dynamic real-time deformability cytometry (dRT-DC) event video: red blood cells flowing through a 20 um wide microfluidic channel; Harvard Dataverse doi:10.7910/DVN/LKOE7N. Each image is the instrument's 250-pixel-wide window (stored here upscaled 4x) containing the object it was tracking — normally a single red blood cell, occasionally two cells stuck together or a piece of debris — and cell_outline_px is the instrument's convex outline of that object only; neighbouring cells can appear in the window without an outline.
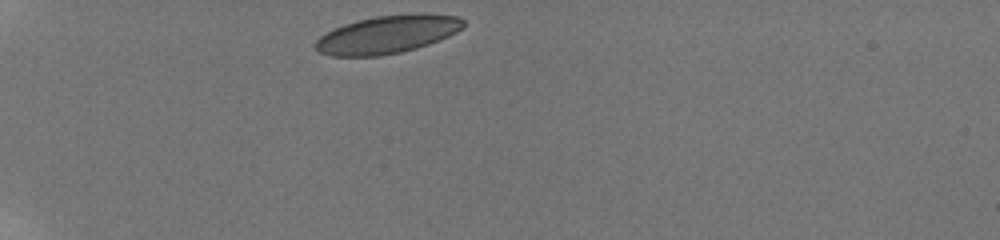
{"species": "human", "species_latin": "Homo sapiens", "temperature_condition": "room temperature", "stored_images_in_passage": 35, "camera_frame_rate_fps": 3000, "um_per_image_px": 0.085, "donor": {"sex": "male"}, "frame": {"image": 1, "passage_image": 1, "time_ms": 0.0, "image_size_px": [1000, 240], "cell_outline_px": [[464, 28], [440, 40], [416, 48], [400, 52], [380, 56], [332, 56], [320, 52], [316, 48], [316, 40], [320, 36], [344, 24], [356, 20], [376, 16], [456, 16], [464, 20]], "centroid_in_image_um": [32.88, 2.97], "position_along_channel_um": 52.1, "area_um2": 31.56}}
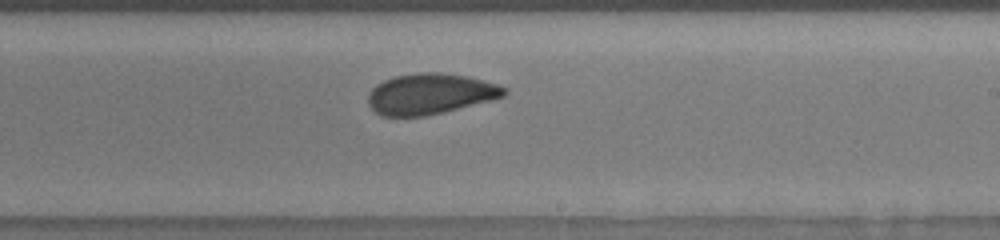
{"frame": {"image": 2, "passage_image": 20, "time_ms": 6.333, "image_size_px": [1000, 240], "cell_outline_px": [[508, 92], [504, 96], [492, 100], [444, 112], [424, 116], [380, 116], [368, 104], [368, 92], [376, 84], [384, 80], [396, 76], [420, 72], [436, 72], [468, 76], [500, 84], [508, 88]], "centroid_in_image_um": [36.59, 7.98], "position_along_channel_um": 252.4, "area_um2": 32.54}}
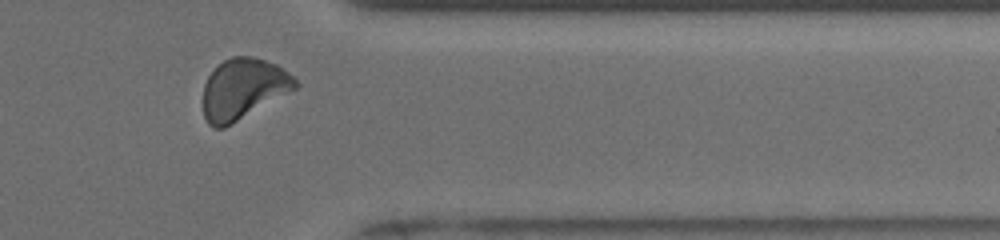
{"frame": {"image": 3, "passage_image": 31, "time_ms": 10.0, "image_size_px": [1000, 240], "cell_outline_px": [[300, 84], [296, 88], [232, 124], [224, 128], [212, 128], [208, 124], [204, 116], [204, 84], [208, 76], [224, 60], [232, 56], [252, 56], [276, 64], [288, 72]], "centroid_in_image_um": [20.66, 7.56], "position_along_channel_um": 390.7, "area_um2": 32.31}, "authors_computed_cell_mechanics": {"area_um2": 32.7148, "velocity_mm_per_s": 3.8445, "shape_relaxation_time_tau1_ms": 3.4216, "shape_relaxation_time_tau2_ms": 1.4047, "deformation_change_tau1": 0.0914, "deformation_change_tau2": 0.0505}}